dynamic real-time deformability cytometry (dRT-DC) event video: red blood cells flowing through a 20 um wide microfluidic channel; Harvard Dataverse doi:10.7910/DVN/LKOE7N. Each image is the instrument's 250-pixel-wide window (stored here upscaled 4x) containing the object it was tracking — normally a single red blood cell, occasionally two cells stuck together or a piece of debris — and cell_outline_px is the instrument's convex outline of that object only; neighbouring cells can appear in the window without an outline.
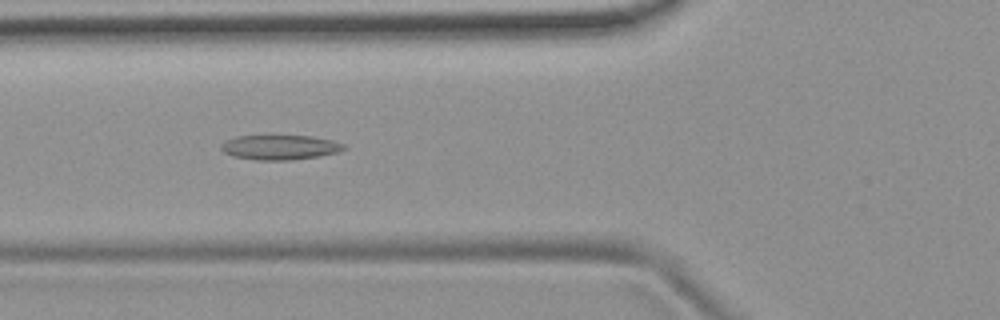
{"species": "common noctule bat (a hibernating species)", "species_latin": "Nyctalus noctula", "temperature_condition": "room temperature", "stored_images_in_passage": 53, "camera_frame_rate_fps": 3000, "um_per_image_px": 0.085, "animal": {"sex": "female", "body_mass_g": 19.9}, "frame": {"image": 1, "passage_image": 20, "time_ms": 6.333, "image_size_px": [1000, 320], "cell_outline_px": [[348, 148], [340, 152], [320, 156], [292, 160], [256, 160], [232, 156], [224, 152], [220, 148], [220, 144], [236, 136], [312, 136], [332, 140], [344, 144]], "centroid_in_image_um": [23.83, 12.53], "position_along_channel_um": 102.0, "area_um2": 17.8}}
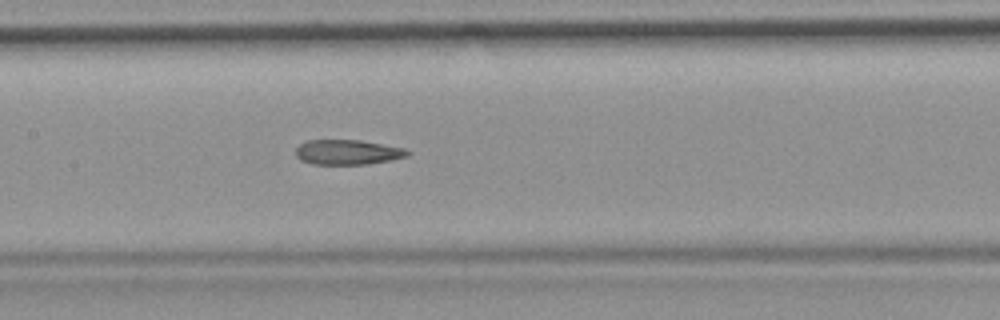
{"frame": {"image": 2, "passage_image": 26, "time_ms": 8.333, "image_size_px": [1000, 320], "cell_outline_px": [[412, 152], [408, 156], [368, 164], [312, 164], [300, 160], [296, 156], [296, 148], [300, 144], [308, 140], [360, 140], [404, 148]], "centroid_in_image_um": [29.54, 12.93], "position_along_channel_um": 177.9, "area_um2": 16.18}}
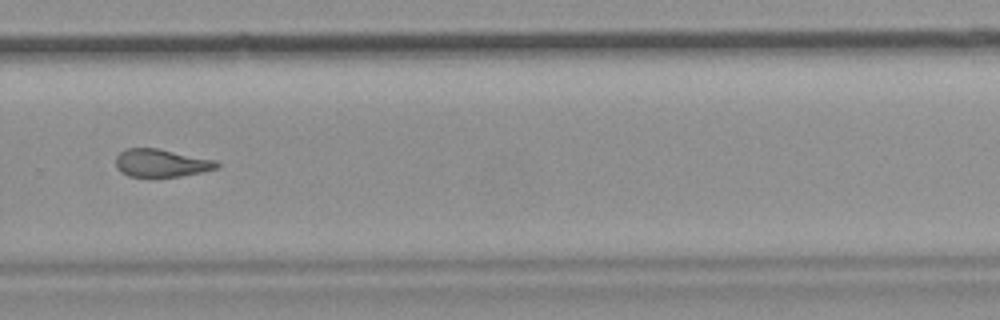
{"frame": {"image": 3, "passage_image": 37, "time_ms": 12.0, "image_size_px": [1000, 320], "cell_outline_px": [[220, 164], [216, 168], [200, 172], [180, 176], [128, 176], [120, 172], [116, 168], [116, 156], [120, 152], [128, 148], [156, 148], [216, 160]], "centroid_in_image_um": [13.67, 13.85], "position_along_channel_um": 316.1, "area_um2": 16.18}, "authors_computed_cell_mechanics": {"area_um2": 17.629, "velocity_mm_per_s": 3.7828, "shape_relaxation_time_tau1_ms": null, "shape_relaxation_time_tau2_ms": 3.9235, "deformation_change_tau1": null, "deformation_change_tau2": 0.1348}}